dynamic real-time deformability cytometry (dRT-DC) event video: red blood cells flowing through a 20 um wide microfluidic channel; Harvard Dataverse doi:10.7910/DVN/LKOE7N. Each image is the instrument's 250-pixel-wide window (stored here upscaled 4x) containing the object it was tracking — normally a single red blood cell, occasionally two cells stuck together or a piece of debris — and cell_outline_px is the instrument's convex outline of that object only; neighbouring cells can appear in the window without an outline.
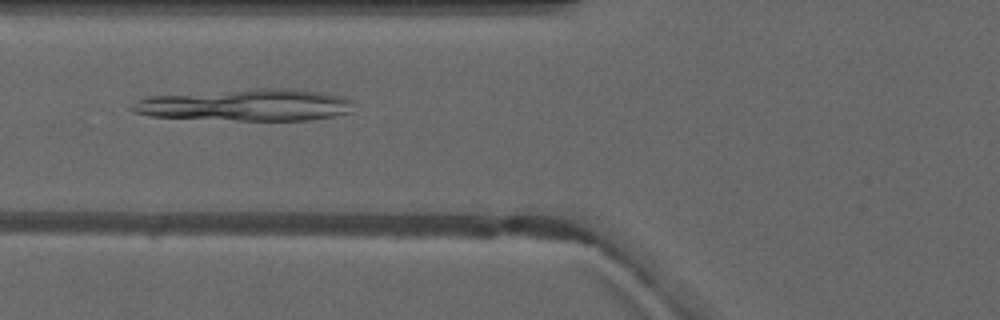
{"species": "common noctule bat (a hibernating species)", "species_latin": "Nyctalus noctula", "temperature_condition": "warm", "stored_images_in_passage": 6, "camera_frame_rate_fps": 3000, "um_per_image_px": 0.085, "animal": {"sex": "male", "forearm_length_mm": 52.5}, "frame": {"image": 1, "passage_image": 5, "time_ms": 5.667, "image_size_px": [1000, 320], "cell_outline_px": [[352, 112], [336, 116], [312, 120], [236, 120], [148, 116], [136, 112], [128, 108], [128, 104], [136, 100], [148, 96], [256, 88], [292, 88], [328, 92], [344, 96], [352, 100]], "centroid_in_image_um": [20.95, 8.91], "position_along_channel_um": 104.9, "area_um2": 41.79}}
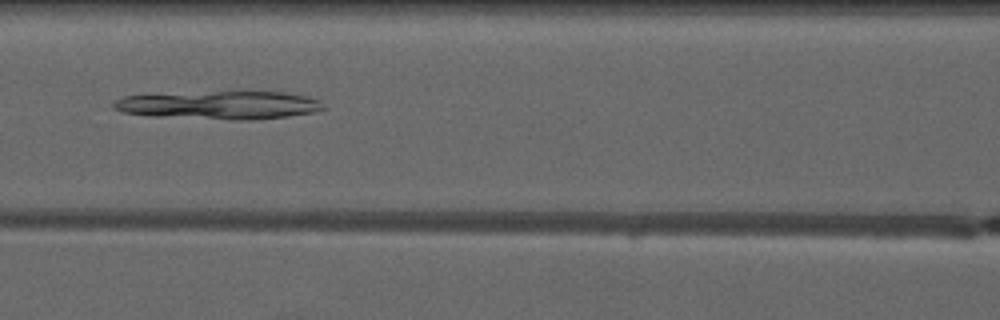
{"frame": {"image": 2, "passage_image": 6, "time_ms": 6.667, "image_size_px": [1000, 320], "cell_outline_px": [[328, 108], [316, 112], [288, 116], [256, 120], [232, 120], [152, 116], [124, 112], [112, 108], [112, 100], [124, 96], [216, 92], [284, 92], [308, 96], [320, 100]], "centroid_in_image_um": [18.73, 8.95], "position_along_channel_um": 147.9, "area_um2": 34.51}}